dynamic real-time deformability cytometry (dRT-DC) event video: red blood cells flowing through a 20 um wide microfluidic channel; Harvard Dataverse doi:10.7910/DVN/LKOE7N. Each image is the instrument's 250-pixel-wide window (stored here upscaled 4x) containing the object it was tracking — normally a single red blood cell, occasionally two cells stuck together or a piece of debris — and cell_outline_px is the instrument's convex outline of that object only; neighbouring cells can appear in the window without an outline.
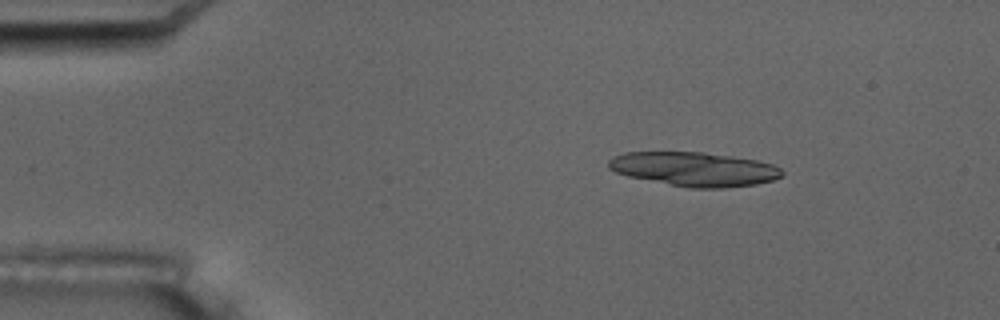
{"species": "common noctule bat (a hibernating species)", "species_latin": "Nyctalus noctula", "temperature_condition": "room temperature", "stored_images_in_passage": 3, "camera_frame_rate_fps": 3000, "um_per_image_px": 0.085, "animal": {"sex": "male", "body_mass_g": 17.5, "forearm_length_mm": 52.3}, "frame": {"image": 1, "passage_image": 1, "time_ms": 0.0, "image_size_px": [1000, 320], "cell_outline_px": [[784, 172], [780, 176], [772, 180], [756, 184], [724, 188], [688, 188], [628, 176], [616, 172], [608, 168], [608, 160], [612, 156], [624, 152], [704, 152], [756, 160], [772, 164], [780, 168]], "centroid_in_image_um": [58.98, 14.37], "position_along_channel_um": 26.0, "area_um2": 34.45}}